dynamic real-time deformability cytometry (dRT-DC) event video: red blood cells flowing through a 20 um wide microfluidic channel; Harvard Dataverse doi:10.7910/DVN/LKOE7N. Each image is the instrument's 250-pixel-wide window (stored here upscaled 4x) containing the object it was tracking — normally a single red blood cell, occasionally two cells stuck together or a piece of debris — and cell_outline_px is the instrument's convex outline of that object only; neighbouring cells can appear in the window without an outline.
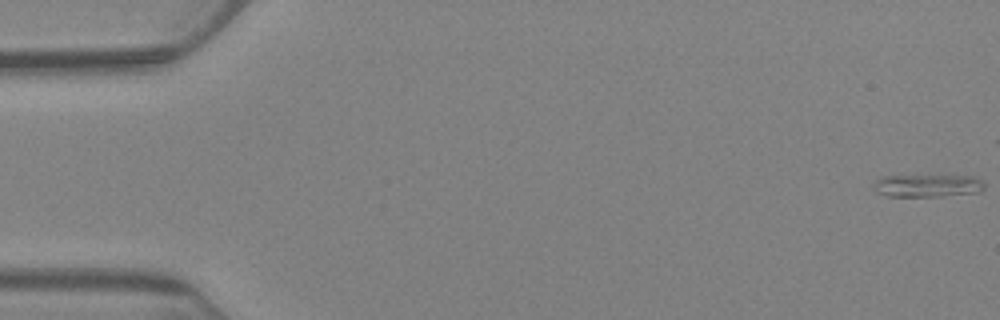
{"species": "Egyptian fruit bat (a non-hibernating species)", "species_latin": "Rousettus aegyptiacus", "temperature_condition": "warm", "stored_images_in_passage": 8, "camera_frame_rate_fps": 3000, "um_per_image_px": 0.085, "animal": {"sex": "female"}, "frame": {"image": 1, "passage_image": 1, "time_ms": 0.0, "image_size_px": [1000, 320], "cell_outline_px": [[984, 188], [976, 192], [944, 196], [888, 196], [876, 192], [872, 188], [876, 180], [880, 176], [944, 172], [976, 176], [984, 184]], "centroid_in_image_um": [78.84, 15.7], "position_along_channel_um": 6.2, "area_um2": 15.9}}
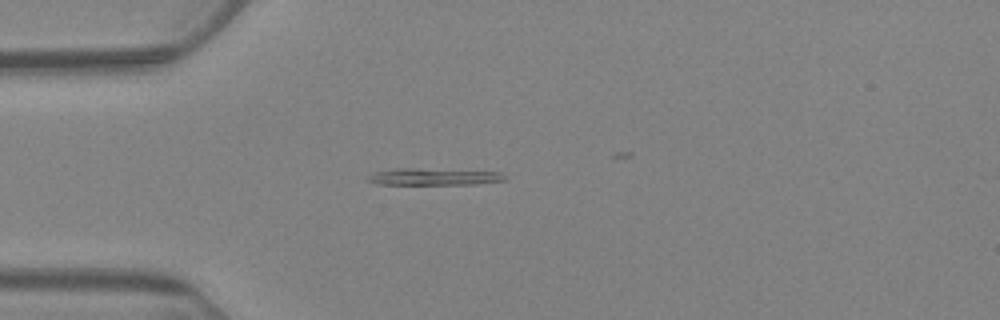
{"frame": {"image": 2, "passage_image": 6, "time_ms": 6.0, "image_size_px": [1000, 320], "cell_outline_px": [[508, 180], [476, 184], [376, 184], [368, 180], [368, 176], [376, 172], [396, 168], [416, 168], [500, 172]], "centroid_in_image_um": [36.89, 15.02], "position_along_channel_um": 48.1, "area_um2": 13.29}}
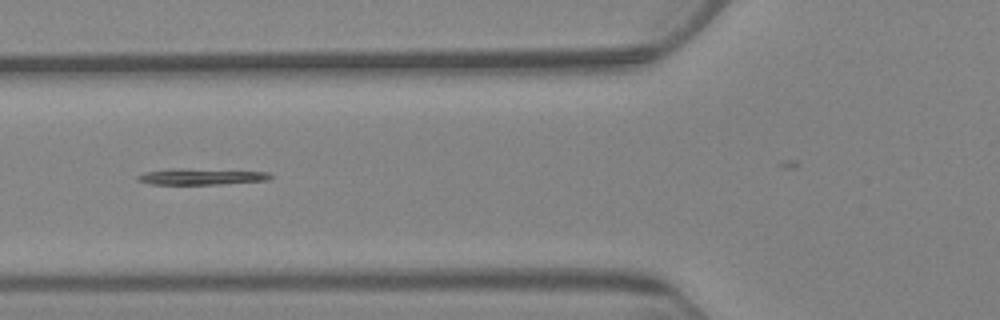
{"frame": {"image": 3, "passage_image": 8, "time_ms": 8.333, "image_size_px": [1000, 320], "cell_outline_px": [[276, 176], [268, 180], [220, 184], [152, 184], [136, 180], [136, 176], [144, 172], [172, 168], [188, 168], [268, 172]], "centroid_in_image_um": [17.11, 15.0], "position_along_channel_um": 108.7, "area_um2": 12.66}}